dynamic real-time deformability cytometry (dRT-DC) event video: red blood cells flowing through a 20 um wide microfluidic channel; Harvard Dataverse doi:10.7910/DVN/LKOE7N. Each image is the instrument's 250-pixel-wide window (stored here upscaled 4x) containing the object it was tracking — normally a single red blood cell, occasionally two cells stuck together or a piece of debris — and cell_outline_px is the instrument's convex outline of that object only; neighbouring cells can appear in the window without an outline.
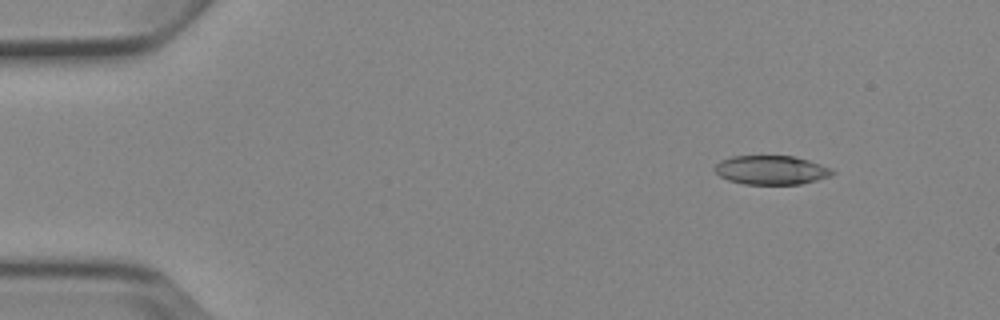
{"species": "Egyptian fruit bat (a non-hibernating species)", "species_latin": "Rousettus aegyptiacus", "temperature_condition": "cold", "stored_images_in_passage": 5, "camera_frame_rate_fps": 3000, "um_per_image_px": 0.085, "animal": {"sex": "female"}, "frame": {"image": 1, "passage_image": 2, "time_ms": 1.333, "image_size_px": [1000, 320], "cell_outline_px": [[836, 172], [832, 176], [800, 184], [744, 184], [728, 180], [720, 176], [712, 168], [720, 160], [732, 156], [796, 156], [832, 168]], "centroid_in_image_um": [65.56, 14.45], "position_along_channel_um": 19.4, "area_um2": 20.0}}
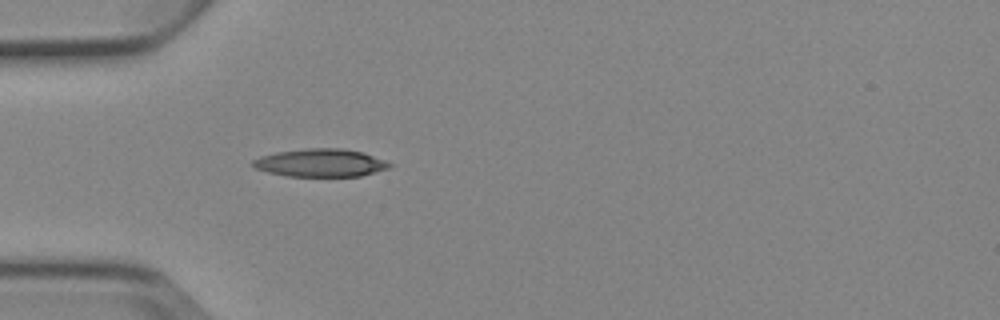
{"frame": {"image": 2, "passage_image": 5, "time_ms": 4.667, "image_size_px": [1000, 320], "cell_outline_px": [[392, 164], [388, 168], [360, 176], [288, 176], [268, 172], [256, 168], [248, 164], [252, 160], [260, 156], [276, 152], [304, 148], [344, 148], [364, 152], [384, 160]], "centroid_in_image_um": [27.2, 13.83], "position_along_channel_um": 57.8, "area_um2": 22.31}}